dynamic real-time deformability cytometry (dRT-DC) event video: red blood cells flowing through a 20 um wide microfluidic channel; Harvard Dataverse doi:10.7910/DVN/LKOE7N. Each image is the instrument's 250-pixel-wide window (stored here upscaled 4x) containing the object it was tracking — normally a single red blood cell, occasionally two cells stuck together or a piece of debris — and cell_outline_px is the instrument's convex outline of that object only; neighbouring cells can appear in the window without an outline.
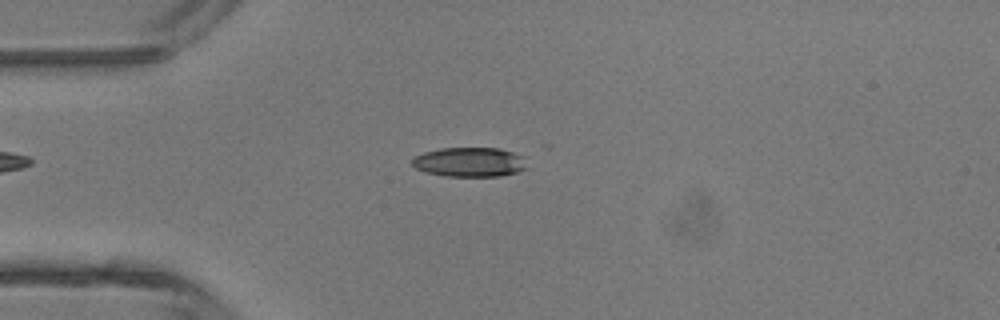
{"species": "common noctule bat (a hibernating species)", "species_latin": "Nyctalus noctula", "temperature_condition": "room temperature", "stored_images_in_passage": 41, "camera_frame_rate_fps": 3000, "um_per_image_px": 0.085, "animal": {"sex": "male", "body_mass_g": 13.3}, "frame": {"image": 1, "passage_image": 12, "time_ms": 3.667, "image_size_px": [1000, 320], "cell_outline_px": [[528, 168], [516, 172], [500, 176], [448, 176], [428, 172], [416, 168], [412, 164], [412, 160], [416, 156], [424, 152], [440, 148], [500, 148], [524, 156]], "centroid_in_image_um": [39.96, 13.77], "position_along_channel_um": 45.0, "area_um2": 19.65}}
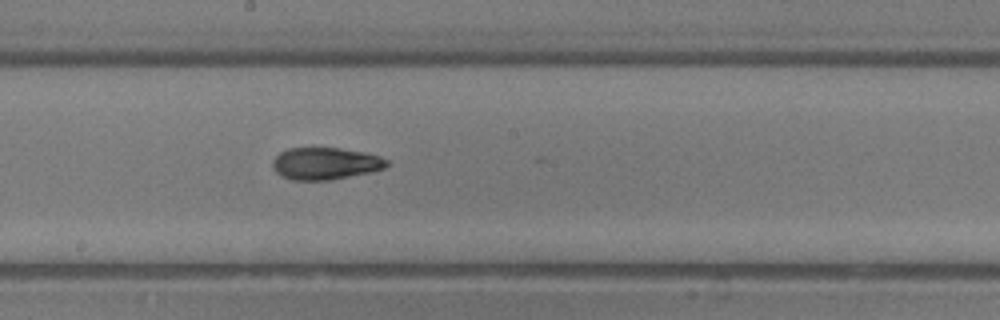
{"frame": {"image": 2, "passage_image": 25, "time_ms": 8.0, "image_size_px": [1000, 320], "cell_outline_px": [[392, 164], [384, 168], [372, 172], [328, 180], [292, 180], [280, 176], [272, 168], [272, 160], [280, 152], [288, 148], [340, 148], [364, 152], [380, 156], [388, 160]], "centroid_in_image_um": [27.66, 13.9], "position_along_channel_um": 220.5, "area_um2": 21.56}}
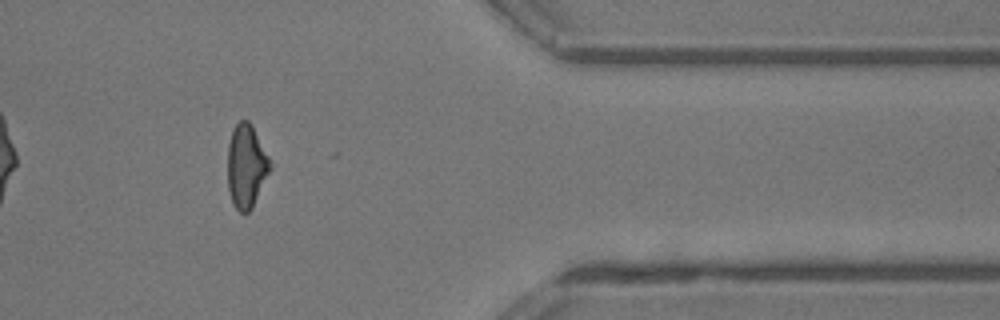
{"frame": {"image": 3, "passage_image": 38, "time_ms": 12.333, "image_size_px": [1000, 320], "cell_outline_px": [[272, 168], [252, 208], [248, 212], [240, 212], [236, 208], [232, 200], [228, 188], [228, 144], [232, 128], [240, 120], [248, 120], [252, 124], [272, 164]], "centroid_in_image_um": [20.94, 14.09], "position_along_channel_um": 390.5, "area_um2": 20.69}, "authors_computed_cell_mechanics": {"area_um2": 21.1548, "velocity_mm_per_s": 4.4615, "shape_relaxation_time_tau1_ms": 5.0144, "shape_relaxation_time_tau2_ms": 3.2784, "deformation_change_tau1": 0.1618, "deformation_change_tau2": 0.1178}}